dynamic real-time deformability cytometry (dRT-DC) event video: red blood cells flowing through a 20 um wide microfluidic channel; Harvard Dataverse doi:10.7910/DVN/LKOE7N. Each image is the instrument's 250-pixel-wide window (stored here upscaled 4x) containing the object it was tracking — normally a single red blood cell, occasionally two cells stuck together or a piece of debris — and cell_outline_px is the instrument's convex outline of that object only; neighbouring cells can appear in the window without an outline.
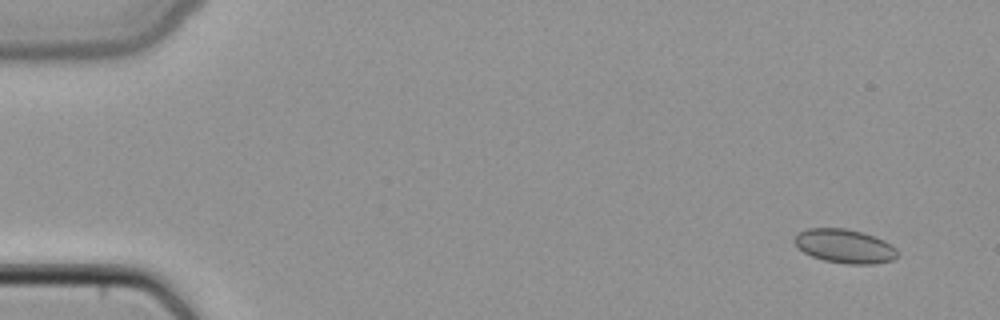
{"species": "common noctule bat (a hibernating species)", "species_latin": "Nyctalus noctula", "temperature_condition": "cold", "stored_images_in_passage": 47, "camera_frame_rate_fps": 3000, "um_per_image_px": 0.085, "animal": {"sex": "female", "body_mass_g": 22.7, "forearm_length_mm": 54.2}, "frame": {"image": 1, "passage_image": 1, "time_ms": 0.0, "image_size_px": [1000, 320], "cell_outline_px": [[896, 256], [892, 260], [876, 264], [848, 264], [824, 260], [812, 256], [804, 252], [792, 240], [800, 232], [808, 228], [844, 228], [876, 236], [892, 244], [896, 248]], "centroid_in_image_um": [71.82, 20.92], "position_along_channel_um": 13.2, "area_um2": 20.23}}
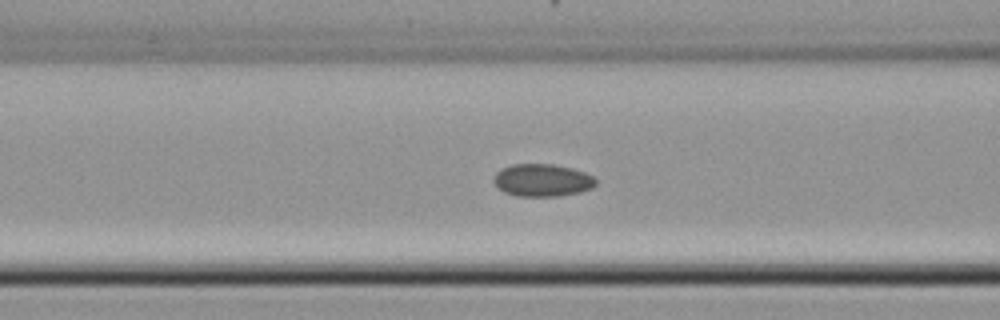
{"frame": {"image": 2, "passage_image": 18, "time_ms": 5.667, "image_size_px": [1000, 320], "cell_outline_px": [[596, 184], [592, 188], [580, 192], [556, 196], [516, 196], [504, 192], [492, 180], [496, 172], [500, 168], [512, 164], [552, 164], [572, 168], [584, 172], [592, 176], [596, 180]], "centroid_in_image_um": [46.08, 15.31], "position_along_channel_um": 120.5, "area_um2": 19.36}}
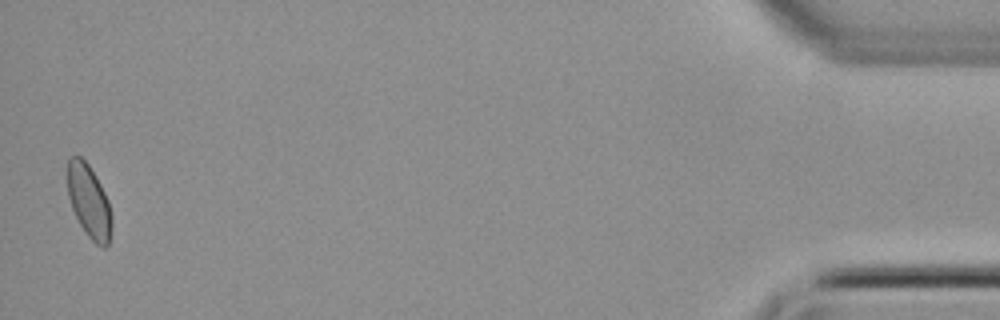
{"frame": {"image": 3, "passage_image": 46, "time_ms": 15.0, "image_size_px": [1000, 320], "cell_outline_px": [[112, 228], [108, 244], [104, 248], [96, 244], [88, 236], [80, 224], [72, 208], [68, 196], [68, 156], [80, 156], [88, 164], [96, 176], [108, 200], [112, 216]], "centroid_in_image_um": [7.58, 17.12], "position_along_channel_um": 427.6, "area_um2": 18.73}}